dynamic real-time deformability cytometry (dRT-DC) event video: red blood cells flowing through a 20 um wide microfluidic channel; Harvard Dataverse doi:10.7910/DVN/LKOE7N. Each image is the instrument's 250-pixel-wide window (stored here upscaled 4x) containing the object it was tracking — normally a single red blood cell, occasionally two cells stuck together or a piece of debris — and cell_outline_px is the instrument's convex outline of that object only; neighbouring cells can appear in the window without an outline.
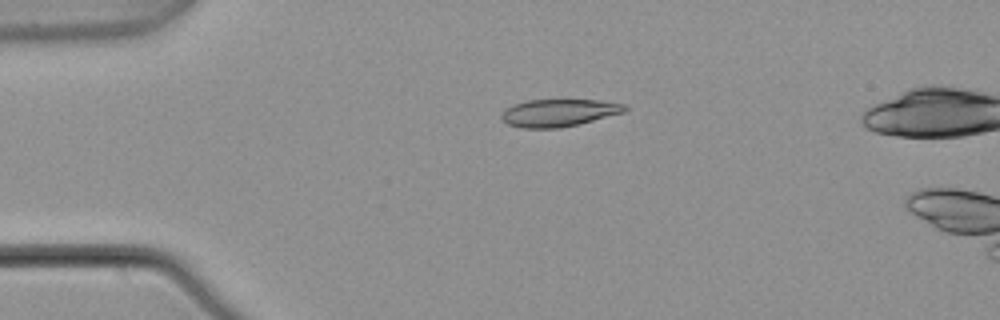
{"species": "common noctule bat (a hibernating species)", "species_latin": "Nyctalus noctula", "temperature_condition": "warm", "stored_images_in_passage": 4, "camera_frame_rate_fps": 3000, "um_per_image_px": 0.085, "animal": {"sex": "male", "body_mass_g": 21.5, "forearm_length_mm": 52.0}, "frame": {"image": 1, "passage_image": 2, "time_ms": 0.333, "image_size_px": [1000, 320], "cell_outline_px": [[628, 108], [624, 112], [580, 124], [560, 128], [520, 128], [508, 124], [500, 120], [500, 116], [504, 108], [512, 104], [528, 100], [596, 100], [628, 104]], "centroid_in_image_um": [47.46, 9.59], "position_along_channel_um": 37.5, "area_um2": 20.0}}